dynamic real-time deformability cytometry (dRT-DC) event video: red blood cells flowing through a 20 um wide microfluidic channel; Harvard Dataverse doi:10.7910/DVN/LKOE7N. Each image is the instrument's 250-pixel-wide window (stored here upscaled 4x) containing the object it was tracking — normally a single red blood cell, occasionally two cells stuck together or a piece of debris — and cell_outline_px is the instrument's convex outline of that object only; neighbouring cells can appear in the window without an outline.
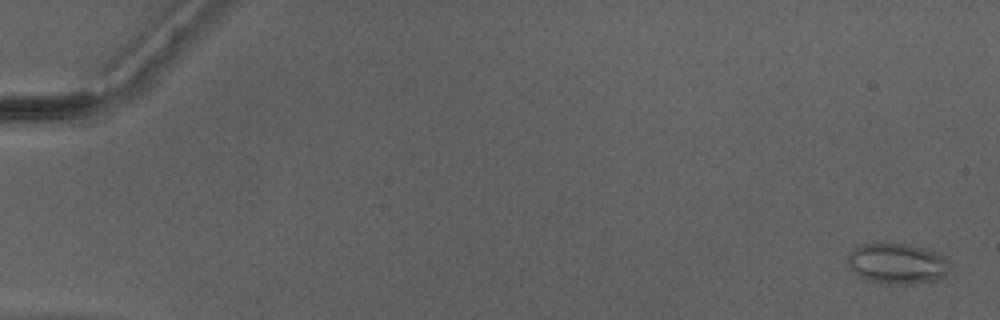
{"species": "Egyptian fruit bat (a non-hibernating species)", "species_latin": "Rousettus aegyptiacus", "temperature_condition": "warm", "stored_images_in_passage": 48, "camera_frame_rate_fps": 3000, "um_per_image_px": 0.085, "animal": {"sex": "male"}, "frame": {"image": 1, "passage_image": 2, "time_ms": 0.333, "image_size_px": [1000, 320], "cell_outline_px": [[948, 272], [944, 276], [936, 280], [908, 284], [888, 284], [868, 280], [860, 276], [848, 264], [848, 252], [860, 244], [904, 244], [924, 248], [940, 256], [948, 264]], "centroid_in_image_um": [76.21, 22.41], "position_along_channel_um": 8.8, "area_um2": 23.52}}
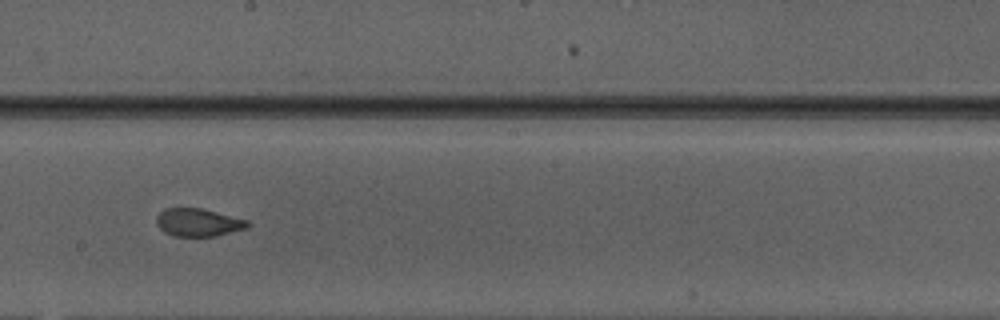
{"frame": {"image": 2, "passage_image": 30, "time_ms": 9.667, "image_size_px": [1000, 320], "cell_outline_px": [[252, 224], [248, 228], [216, 236], [172, 236], [164, 232], [156, 224], [156, 216], [164, 208], [200, 208], [248, 220]], "centroid_in_image_um": [16.85, 18.91], "position_along_channel_um": 231.3, "area_um2": 14.91}}
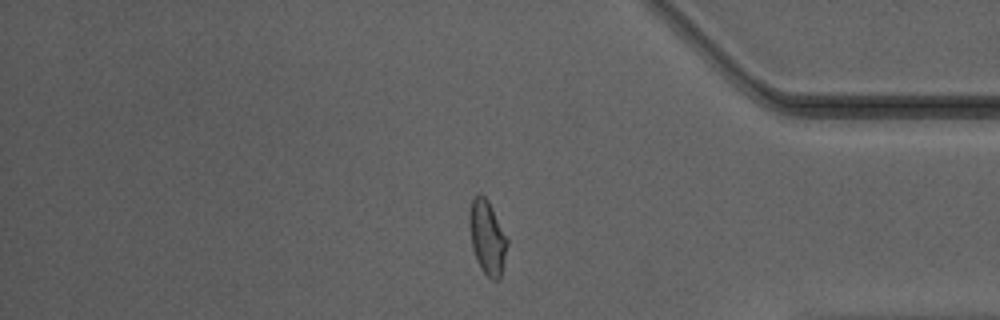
{"frame": {"image": 3, "passage_image": 43, "time_ms": 14.0, "image_size_px": [1000, 320], "cell_outline_px": [[508, 244], [500, 276], [496, 280], [492, 280], [480, 268], [472, 248], [468, 228], [468, 212], [472, 200], [480, 192], [488, 200], [508, 240]], "centroid_in_image_um": [41.38, 20.15], "position_along_channel_um": 393.8, "area_um2": 16.3}}